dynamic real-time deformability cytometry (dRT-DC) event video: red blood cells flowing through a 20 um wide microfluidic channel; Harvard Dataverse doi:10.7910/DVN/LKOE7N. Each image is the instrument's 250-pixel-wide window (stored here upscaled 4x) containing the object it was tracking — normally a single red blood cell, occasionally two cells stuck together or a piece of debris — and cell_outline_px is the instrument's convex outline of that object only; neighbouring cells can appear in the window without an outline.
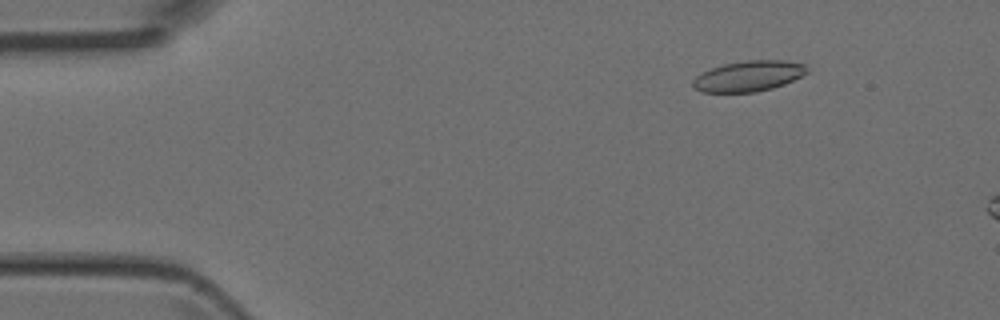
{"species": "Egyptian fruit bat (a non-hibernating species)", "species_latin": "Rousettus aegyptiacus", "temperature_condition": "room temperature", "stored_images_in_passage": 15, "camera_frame_rate_fps": 3000, "um_per_image_px": 0.085, "animal": {"sex": "female"}, "frame": {"image": 1, "passage_image": 7, "time_ms": 2.0, "image_size_px": [1000, 320], "cell_outline_px": [[808, 72], [784, 84], [772, 88], [756, 92], [700, 92], [692, 84], [692, 80], [696, 76], [712, 68], [724, 64], [748, 60], [784, 60], [808, 64]], "centroid_in_image_um": [63.66, 6.46], "position_along_channel_um": 21.3, "area_um2": 20.29}}